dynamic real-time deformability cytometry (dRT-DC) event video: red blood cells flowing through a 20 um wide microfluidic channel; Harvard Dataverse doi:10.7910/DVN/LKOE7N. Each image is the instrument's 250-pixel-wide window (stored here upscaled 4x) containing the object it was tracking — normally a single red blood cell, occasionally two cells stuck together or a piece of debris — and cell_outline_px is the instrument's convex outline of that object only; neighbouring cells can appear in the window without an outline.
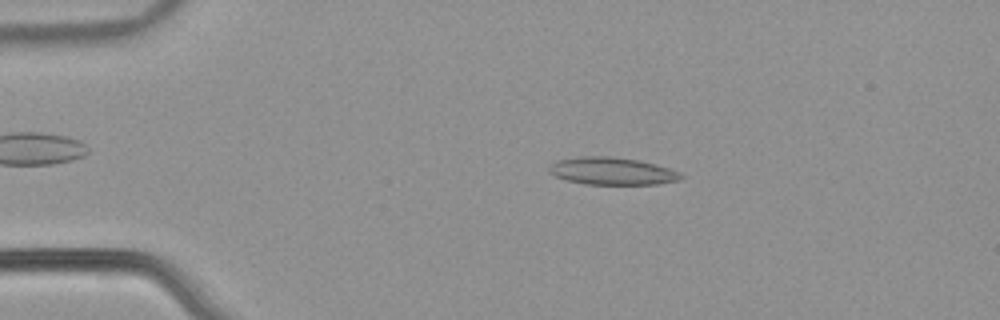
{"species": "common noctule bat (a hibernating species)", "species_latin": "Nyctalus noctula", "temperature_condition": "warm", "stored_images_in_passage": 51, "camera_frame_rate_fps": 3000, "um_per_image_px": 0.085, "animal": {"sex": "male", "body_mass_g": 21.5, "forearm_length_mm": 52.0}, "frame": {"image": 1, "passage_image": 9, "time_ms": 2.667, "image_size_px": [1000, 320], "cell_outline_px": [[684, 176], [680, 180], [656, 184], [584, 184], [568, 180], [556, 176], [548, 172], [548, 168], [556, 160], [580, 156], [608, 156], [640, 160], [656, 164], [680, 172]], "centroid_in_image_um": [52.03, 14.53], "position_along_channel_um": 33.0, "area_um2": 21.1}}
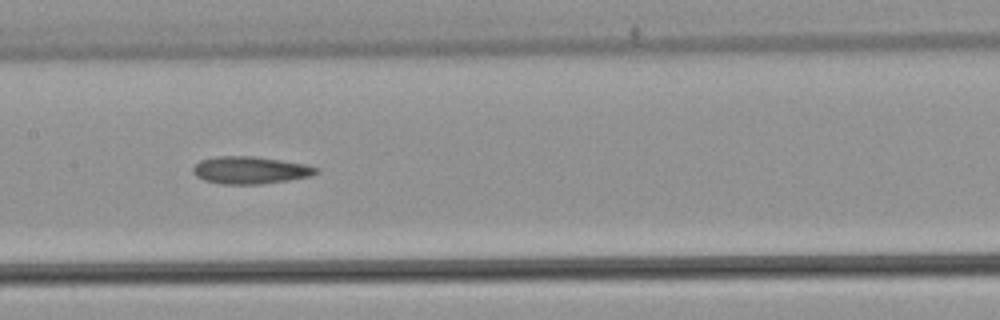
{"frame": {"image": 2, "passage_image": 25, "time_ms": 8.0, "image_size_px": [1000, 320], "cell_outline_px": [[320, 172], [312, 176], [288, 180], [260, 184], [220, 184], [204, 180], [196, 176], [192, 172], [192, 168], [200, 160], [216, 156], [256, 156], [304, 164], [320, 168]], "centroid_in_image_um": [21.27, 14.46], "position_along_channel_um": 186.1, "area_um2": 19.77}}
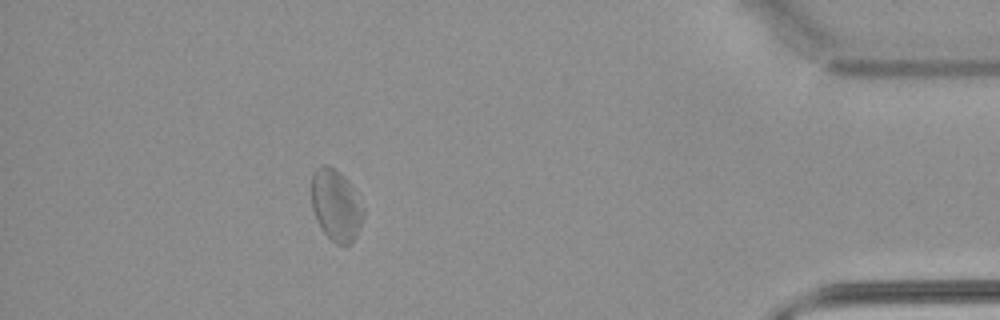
{"frame": {"image": 3, "passage_image": 46, "time_ms": 15.0, "image_size_px": [1000, 320], "cell_outline_px": [[364, 216], [360, 228], [352, 240], [348, 244], [336, 244], [320, 228], [316, 220], [312, 208], [312, 172], [316, 168], [324, 164], [328, 164], [336, 168], [340, 172], [352, 188], [364, 208]], "centroid_in_image_um": [28.54, 17.42], "position_along_channel_um": 406.7, "area_um2": 21.5}, "authors_computed_cell_mechanics": {"area_um2": 20.8658, "velocity_mm_per_s": 3.8493, "shape_relaxation_time_tau1_ms": null, "shape_relaxation_time_tau2_ms": 6.639, "deformation_change_tau1": null, "deformation_change_tau2": 0.1519}}